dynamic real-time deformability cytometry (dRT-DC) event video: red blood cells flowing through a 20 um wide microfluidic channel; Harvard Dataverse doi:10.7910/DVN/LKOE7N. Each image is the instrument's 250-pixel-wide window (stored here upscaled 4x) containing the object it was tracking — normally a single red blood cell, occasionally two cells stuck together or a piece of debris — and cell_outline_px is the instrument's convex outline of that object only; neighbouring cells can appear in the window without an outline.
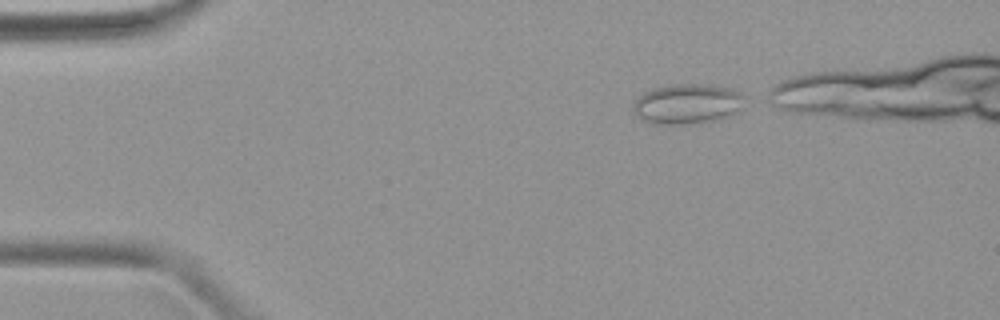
{"species": "common noctule bat (a hibernating species)", "species_latin": "Nyctalus noctula", "temperature_condition": "warm", "stored_images_in_passage": 29, "camera_frame_rate_fps": 3000, "um_per_image_px": 0.085, "animal": {"sex": "female", "body_mass_g": 19.9}, "frame": {"image": 1, "passage_image": 1, "time_ms": 0.0, "image_size_px": [1000, 320], "cell_outline_px": [[744, 108], [740, 112], [728, 116], [712, 120], [684, 124], [652, 124], [644, 120], [632, 108], [632, 104], [644, 92], [656, 88], [676, 84], [704, 84], [732, 88], [740, 92]], "centroid_in_image_um": [58.45, 8.83], "position_along_channel_um": 26.5, "area_um2": 25.78}}
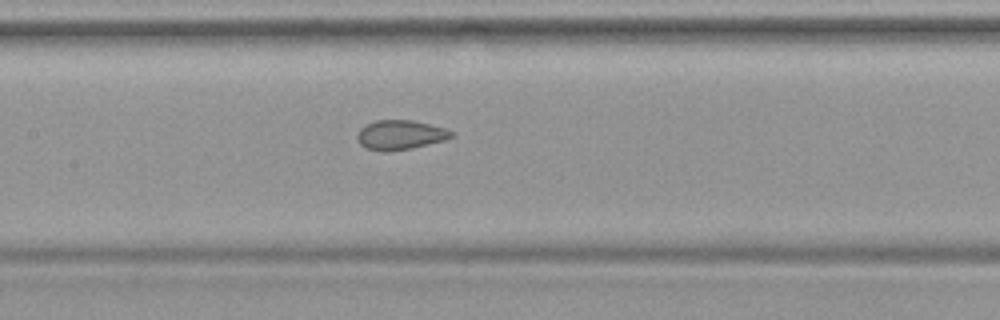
{"frame": {"image": 2, "passage_image": 16, "time_ms": 5.0, "image_size_px": [1000, 320], "cell_outline_px": [[456, 136], [444, 140], [412, 148], [368, 148], [360, 144], [356, 136], [360, 128], [376, 120], [412, 120], [444, 128], [456, 132]], "centroid_in_image_um": [34.09, 11.41], "position_along_channel_um": 173.3, "area_um2": 15.49}}
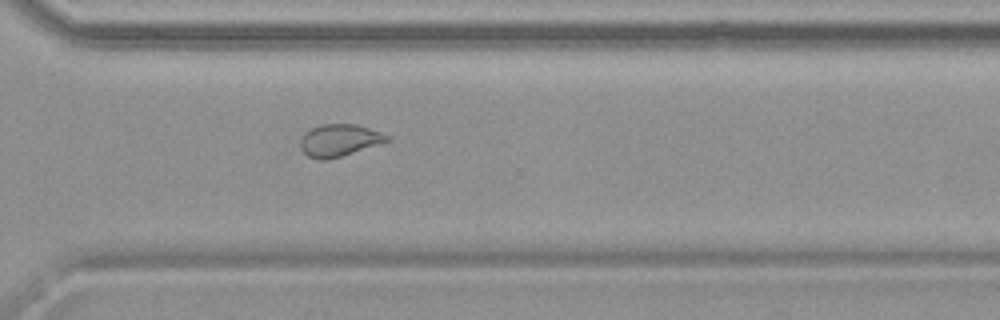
{"frame": {"image": 3, "passage_image": 28, "time_ms": 9.0, "image_size_px": [1000, 320], "cell_outline_px": [[392, 140], [340, 156], [324, 160], [320, 160], [308, 156], [300, 148], [300, 140], [304, 132], [312, 128], [324, 124], [356, 124], [392, 136]], "centroid_in_image_um": [28.85, 11.92], "position_along_channel_um": 341.8, "area_um2": 16.13}}